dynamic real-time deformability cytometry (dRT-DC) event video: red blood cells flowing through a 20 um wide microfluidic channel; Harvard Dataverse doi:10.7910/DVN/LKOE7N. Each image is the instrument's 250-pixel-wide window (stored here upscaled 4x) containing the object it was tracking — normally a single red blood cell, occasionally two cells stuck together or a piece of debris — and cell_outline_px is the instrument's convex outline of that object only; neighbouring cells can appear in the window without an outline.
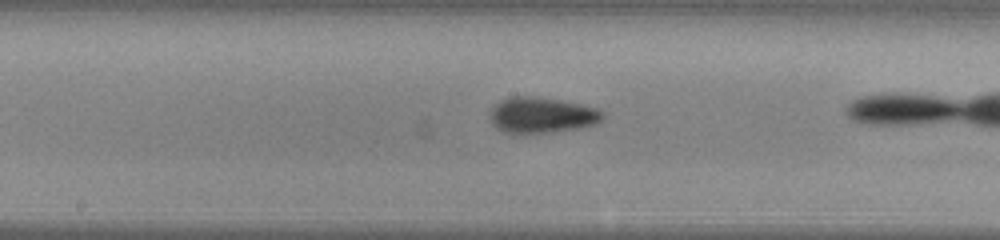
{"species": "common noctule bat (a hibernating species)", "species_latin": "Nyctalus noctula", "temperature_condition": "warm", "stored_images_in_passage": 36, "camera_frame_rate_fps": 3000, "um_per_image_px": 0.085, "animal": {"sex": "male", "body_mass_g": 13.0, "forearm_length_mm": 53.1}, "frame": {"image": 1, "passage_image": 26, "time_ms": 8.333, "image_size_px": [1000, 240], "cell_outline_px": [[604, 116], [596, 124], [576, 128], [548, 132], [512, 136], [496, 128], [492, 124], [492, 108], [500, 100], [512, 96], [536, 96], [560, 100], [580, 104], [596, 108], [604, 112]], "centroid_in_image_um": [46.01, 9.8], "position_along_channel_um": 202.2, "area_um2": 23.7}}